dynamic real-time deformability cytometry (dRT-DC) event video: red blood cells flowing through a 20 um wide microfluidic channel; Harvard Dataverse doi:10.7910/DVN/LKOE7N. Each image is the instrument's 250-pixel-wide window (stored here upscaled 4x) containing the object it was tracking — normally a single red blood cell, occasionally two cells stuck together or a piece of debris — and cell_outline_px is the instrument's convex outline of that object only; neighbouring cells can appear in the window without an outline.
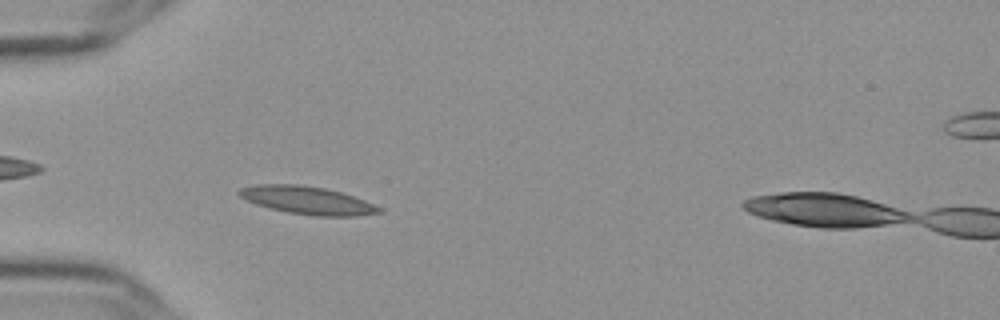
{"species": "Egyptian fruit bat (a non-hibernating species)", "species_latin": "Rousettus aegyptiacus", "temperature_condition": "cold", "stored_images_in_passage": 50, "camera_frame_rate_fps": 3000, "um_per_image_px": 0.085, "frame": {"image": 1, "passage_image": 10, "time_ms": 3.0, "image_size_px": [1000, 320], "cell_outline_px": [[384, 212], [356, 216], [316, 216], [288, 212], [268, 208], [256, 204], [240, 196], [236, 192], [240, 188], [256, 184], [296, 184], [324, 188], [340, 192], [364, 200], [384, 208]], "centroid_in_image_um": [26.14, 17.03], "position_along_channel_um": 58.9, "area_um2": 22.72}}
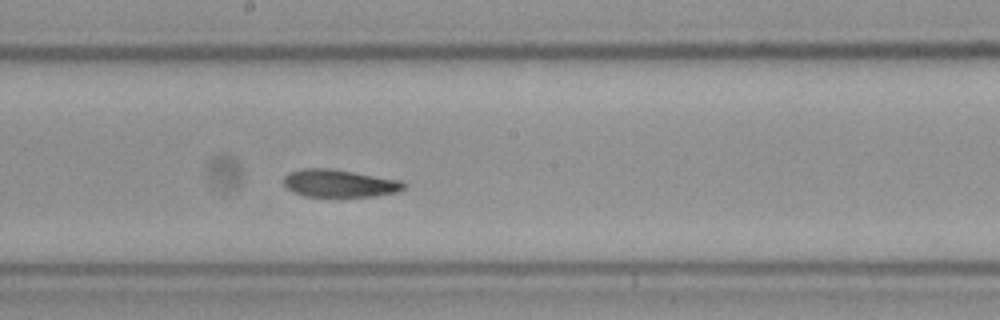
{"frame": {"image": 2, "passage_image": 24, "time_ms": 7.667, "image_size_px": [1000, 320], "cell_outline_px": [[404, 188], [400, 192], [372, 196], [304, 196], [292, 192], [284, 184], [284, 176], [288, 172], [300, 168], [328, 168], [400, 180], [404, 184]], "centroid_in_image_um": [28.8, 15.58], "position_along_channel_um": 219.4, "area_um2": 19.19}}
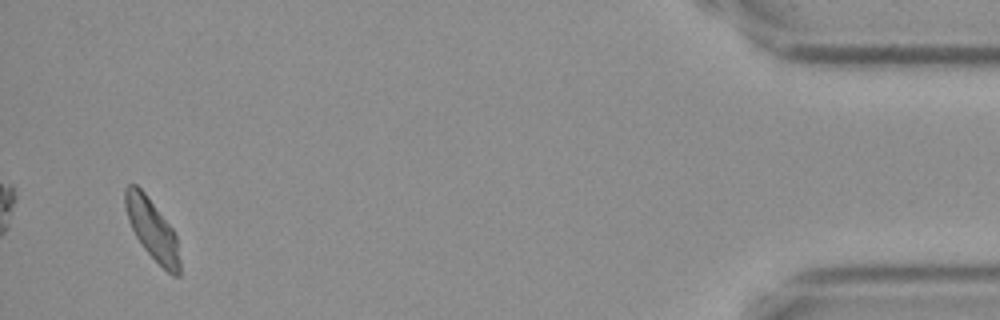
{"frame": {"image": 3, "passage_image": 47, "time_ms": 15.333, "image_size_px": [1000, 320], "cell_outline_px": [[180, 276], [172, 276], [144, 248], [136, 236], [128, 220], [124, 204], [124, 188], [128, 184], [136, 184], [144, 192], [172, 228], [176, 236], [180, 260]], "centroid_in_image_um": [12.93, 19.48], "position_along_channel_um": 422.3, "area_um2": 19.02}, "authors_computed_cell_mechanics": {"area_um2": 20.0566, "velocity_mm_per_s": 3.5865, "shape_relaxation_time_tau1_ms": null, "shape_relaxation_time_tau2_ms": 2.2369, "deformation_change_tau1": null, "deformation_change_tau2": 0.0767}}